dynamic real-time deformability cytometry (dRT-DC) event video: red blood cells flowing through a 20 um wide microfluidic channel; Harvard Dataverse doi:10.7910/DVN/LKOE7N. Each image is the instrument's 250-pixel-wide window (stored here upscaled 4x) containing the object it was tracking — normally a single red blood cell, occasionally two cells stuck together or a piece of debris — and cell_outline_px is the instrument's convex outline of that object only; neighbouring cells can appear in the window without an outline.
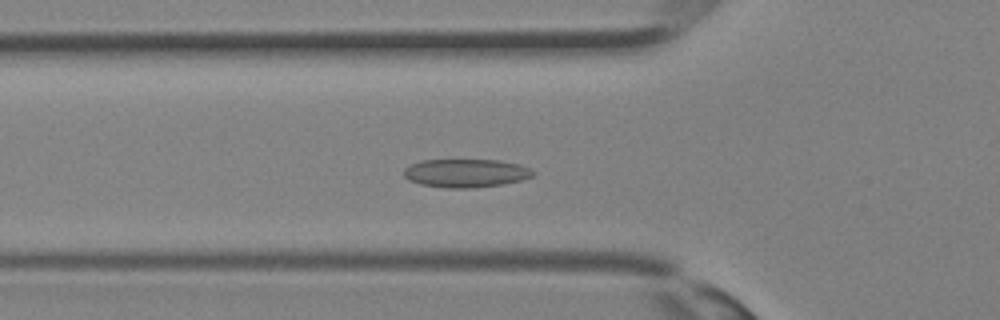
{"species": "Egyptian fruit bat (a non-hibernating species)", "species_latin": "Rousettus aegyptiacus", "temperature_condition": "room temperature", "stored_images_in_passage": 31, "camera_frame_rate_fps": 3000, "um_per_image_px": 0.085, "animal": {"sex": "female"}, "frame": {"image": 1, "passage_image": 8, "time_ms": 2.333, "image_size_px": [1000, 320], "cell_outline_px": [[536, 172], [532, 176], [520, 180], [500, 184], [472, 188], [448, 188], [420, 184], [408, 180], [404, 176], [404, 168], [408, 164], [420, 160], [500, 160], [520, 164]], "centroid_in_image_um": [39.55, 14.7], "position_along_channel_um": 86.2, "area_um2": 21.39}}
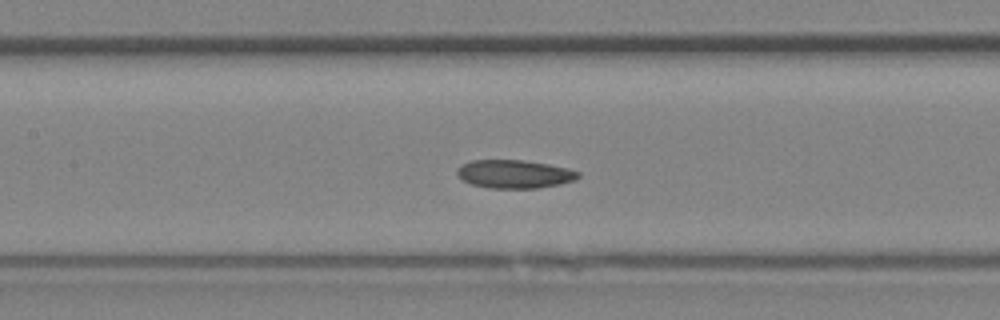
{"frame": {"image": 2, "passage_image": 12, "time_ms": 3.667, "image_size_px": [1000, 320], "cell_outline_px": [[580, 176], [572, 180], [560, 184], [536, 188], [488, 188], [472, 184], [464, 180], [456, 172], [456, 168], [472, 160], [524, 160], [548, 164], [568, 168], [580, 172]], "centroid_in_image_um": [43.73, 14.79], "position_along_channel_um": 163.7, "area_um2": 19.83}}
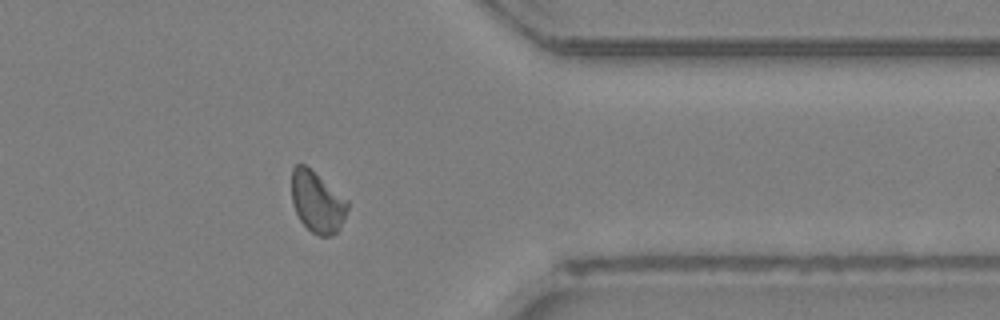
{"frame": {"image": 3, "passage_image": 24, "time_ms": 7.667, "image_size_px": [1000, 320], "cell_outline_px": [[348, 208], [344, 220], [340, 228], [332, 236], [320, 236], [312, 232], [300, 220], [296, 212], [292, 200], [292, 168], [296, 164], [304, 164], [348, 200]], "centroid_in_image_um": [26.97, 17.18], "position_along_channel_um": 384.4, "area_um2": 19.71}}